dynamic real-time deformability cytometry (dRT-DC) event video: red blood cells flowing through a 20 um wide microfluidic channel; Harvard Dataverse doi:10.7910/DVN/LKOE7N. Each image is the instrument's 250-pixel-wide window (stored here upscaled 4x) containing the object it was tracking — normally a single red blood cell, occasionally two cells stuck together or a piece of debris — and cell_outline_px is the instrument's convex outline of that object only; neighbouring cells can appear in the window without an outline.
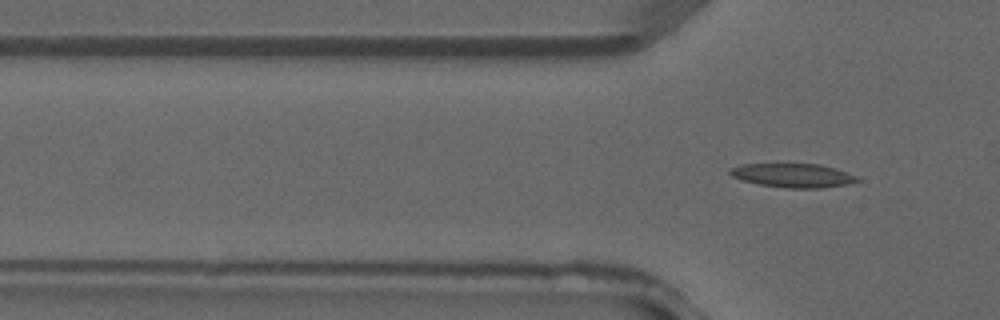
{"species": "common noctule bat (a hibernating species)", "species_latin": "Nyctalus noctula", "temperature_condition": "warm", "stored_images_in_passage": 5, "camera_frame_rate_fps": 3000, "um_per_image_px": 0.085, "animal": {"sex": "male", "forearm_length_mm": 52.5}, "frame": {"image": 1, "passage_image": 5, "time_ms": 1.333, "image_size_px": [1000, 320], "cell_outline_px": [[860, 180], [848, 184], [820, 188], [788, 188], [760, 184], [744, 180], [732, 176], [728, 172], [728, 168], [740, 164], [816, 164], [836, 168], [856, 176]], "centroid_in_image_um": [67.38, 14.9], "position_along_channel_um": 58.4, "area_um2": 17.57}}